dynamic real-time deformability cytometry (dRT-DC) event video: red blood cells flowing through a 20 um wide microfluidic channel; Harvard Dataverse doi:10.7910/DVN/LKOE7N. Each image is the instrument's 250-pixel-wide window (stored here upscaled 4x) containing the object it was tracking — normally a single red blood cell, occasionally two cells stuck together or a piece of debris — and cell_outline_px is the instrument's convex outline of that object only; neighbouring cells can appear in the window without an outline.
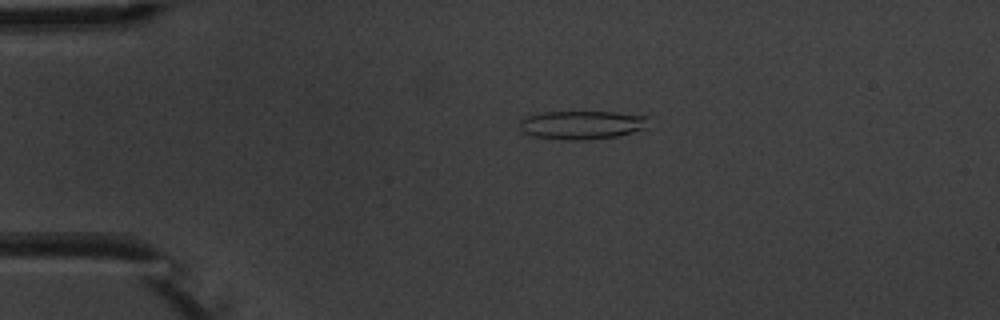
{"species": "common noctule bat (a hibernating species)", "species_latin": "Nyctalus noctula", "temperature_condition": "warm", "stored_images_in_passage": 4, "camera_frame_rate_fps": 3000, "um_per_image_px": 0.085, "animal": {"sex": "male", "body_mass_g": 20.1, "forearm_length_mm": 53.5}, "frame": {"image": 1, "passage_image": 3, "time_ms": 2.333, "image_size_px": [1000, 320], "cell_outline_px": [[648, 128], [616, 136], [588, 140], [560, 140], [532, 136], [520, 132], [520, 120], [524, 116], [544, 112], [616, 112], [648, 116]], "centroid_in_image_um": [49.43, 10.62], "position_along_channel_um": 35.6, "area_um2": 21.79}}